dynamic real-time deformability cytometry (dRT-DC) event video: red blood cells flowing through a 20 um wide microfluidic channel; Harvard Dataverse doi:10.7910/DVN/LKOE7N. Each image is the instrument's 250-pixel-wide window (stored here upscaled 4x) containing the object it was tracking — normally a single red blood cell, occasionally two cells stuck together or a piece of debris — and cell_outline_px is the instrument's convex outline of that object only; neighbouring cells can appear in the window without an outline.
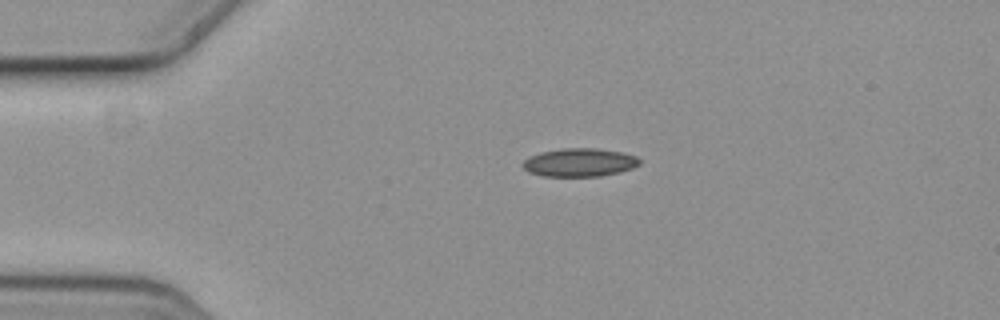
{"species": "common noctule bat (a hibernating species)", "species_latin": "Nyctalus noctula", "temperature_condition": "cold", "stored_images_in_passage": 2, "camera_frame_rate_fps": 3000, "um_per_image_px": 0.085, "animal": {"sex": "female", "body_mass_g": 19.3, "forearm_length_mm": 54.1}, "frame": {"image": 1, "passage_image": 1, "time_ms": 0.0, "image_size_px": [1000, 320], "cell_outline_px": [[640, 164], [632, 168], [600, 176], [544, 176], [528, 172], [520, 164], [528, 156], [540, 152], [560, 148], [596, 148], [624, 152], [636, 156], [640, 160]], "centroid_in_image_um": [49.22, 13.79], "position_along_channel_um": 35.8, "area_um2": 19.36}}